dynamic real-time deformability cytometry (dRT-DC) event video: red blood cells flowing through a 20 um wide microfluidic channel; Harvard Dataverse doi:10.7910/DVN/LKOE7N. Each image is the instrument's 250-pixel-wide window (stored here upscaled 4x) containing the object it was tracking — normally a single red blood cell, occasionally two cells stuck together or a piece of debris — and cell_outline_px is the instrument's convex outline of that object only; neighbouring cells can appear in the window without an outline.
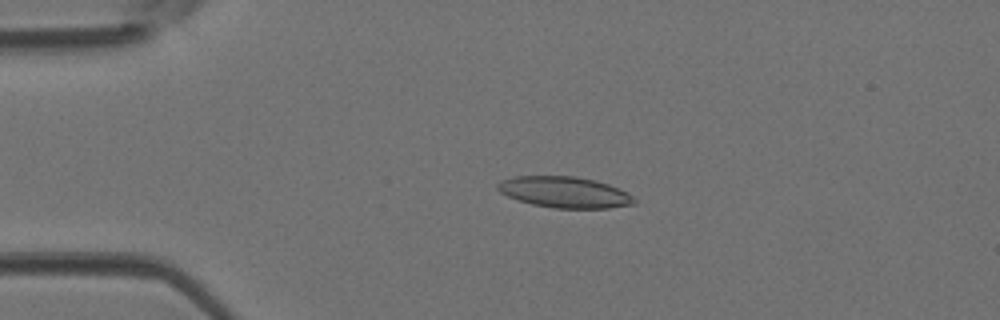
{"species": "Egyptian fruit bat (a non-hibernating species)", "species_latin": "Rousettus aegyptiacus", "temperature_condition": "room temperature", "stored_images_in_passage": 44, "camera_frame_rate_fps": 3000, "um_per_image_px": 0.085, "animal": {"sex": "female"}, "frame": {"image": 1, "passage_image": 9, "time_ms": 2.667, "image_size_px": [1000, 320], "cell_outline_px": [[636, 204], [608, 208], [556, 208], [532, 204], [508, 196], [500, 192], [496, 188], [496, 184], [500, 180], [512, 176], [576, 176], [596, 180], [608, 184], [628, 192], [636, 200]], "centroid_in_image_um": [47.99, 16.32], "position_along_channel_um": 37.0, "area_um2": 24.85}}
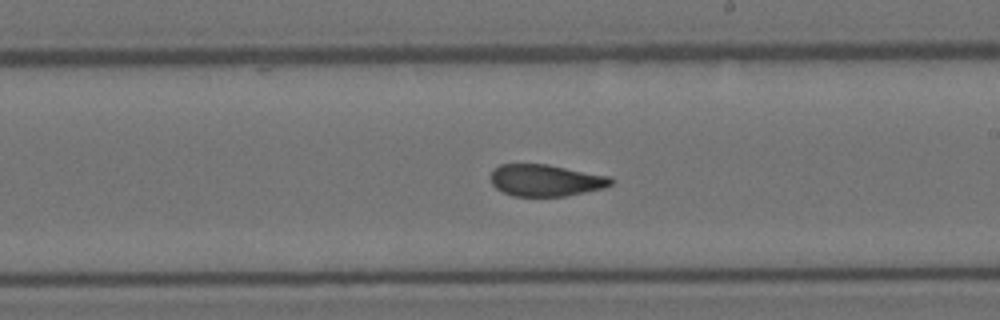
{"frame": {"image": 2, "passage_image": 25, "time_ms": 8.0, "image_size_px": [1000, 320], "cell_outline_px": [[612, 184], [604, 188], [564, 196], [512, 196], [496, 188], [492, 184], [488, 176], [500, 164], [548, 164], [612, 176]], "centroid_in_image_um": [46.38, 15.32], "position_along_channel_um": 242.6, "area_um2": 22.43}}
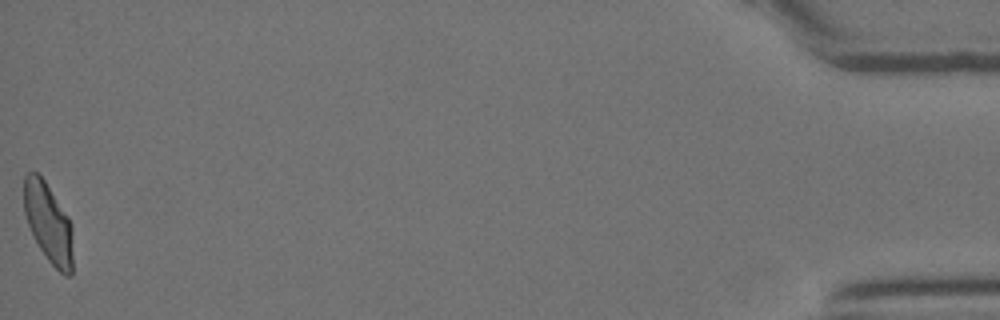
{"frame": {"image": 3, "passage_image": 44, "time_ms": 14.333, "image_size_px": [1000, 320], "cell_outline_px": [[72, 276], [64, 276], [48, 260], [40, 248], [28, 224], [24, 212], [24, 176], [28, 172], [36, 172], [44, 180], [68, 216], [72, 224]], "centroid_in_image_um": [4.13, 18.95], "position_along_channel_um": 431.1, "area_um2": 22.54}}